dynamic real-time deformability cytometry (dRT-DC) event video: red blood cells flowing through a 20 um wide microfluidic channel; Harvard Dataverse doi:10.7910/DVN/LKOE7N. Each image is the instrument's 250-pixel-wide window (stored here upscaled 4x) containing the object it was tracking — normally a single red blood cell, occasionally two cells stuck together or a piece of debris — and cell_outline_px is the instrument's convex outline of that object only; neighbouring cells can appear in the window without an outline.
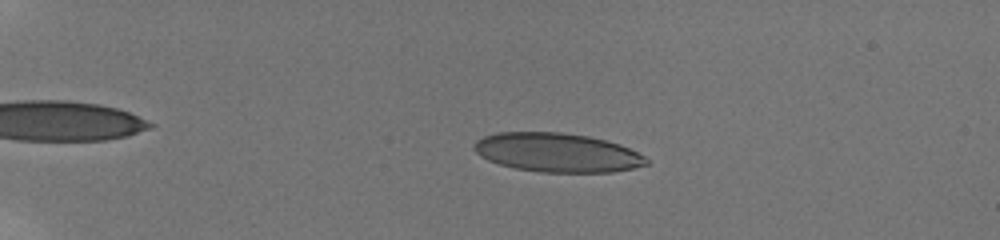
{"species": "human", "species_latin": "Homo sapiens", "temperature_condition": "room temperature", "stored_images_in_passage": 8, "camera_frame_rate_fps": 3000, "um_per_image_px": 0.085, "donor": {"sex": "male"}, "frame": {"image": 1, "passage_image": 4, "time_ms": 3.333, "image_size_px": [1000, 240], "cell_outline_px": [[648, 164], [632, 168], [612, 172], [540, 172], [516, 168], [500, 164], [488, 160], [480, 156], [476, 152], [476, 140], [484, 136], [496, 132], [560, 132], [588, 136], [620, 144], [644, 156], [648, 160]], "centroid_in_image_um": [47.36, 12.96], "position_along_channel_um": 37.6, "area_um2": 38.84}}
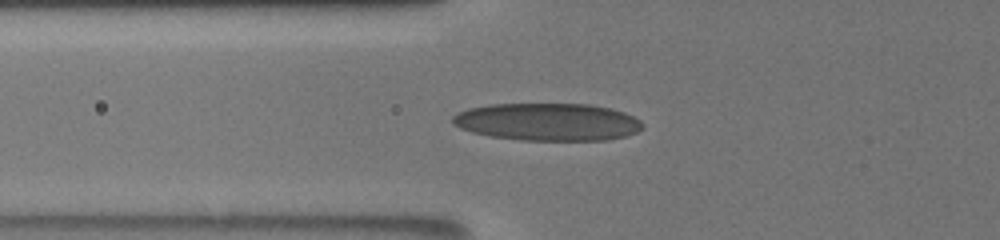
{"frame": {"image": 2, "passage_image": 7, "time_ms": 6.667, "image_size_px": [1000, 240], "cell_outline_px": [[644, 128], [636, 132], [624, 136], [608, 140], [520, 140], [492, 136], [472, 132], [460, 128], [452, 124], [452, 116], [456, 112], [468, 108], [488, 104], [588, 104], [612, 108], [624, 112], [640, 120], [644, 124]], "centroid_in_image_um": [46.54, 10.35], "position_along_channel_um": 79.3, "area_um2": 41.79}}